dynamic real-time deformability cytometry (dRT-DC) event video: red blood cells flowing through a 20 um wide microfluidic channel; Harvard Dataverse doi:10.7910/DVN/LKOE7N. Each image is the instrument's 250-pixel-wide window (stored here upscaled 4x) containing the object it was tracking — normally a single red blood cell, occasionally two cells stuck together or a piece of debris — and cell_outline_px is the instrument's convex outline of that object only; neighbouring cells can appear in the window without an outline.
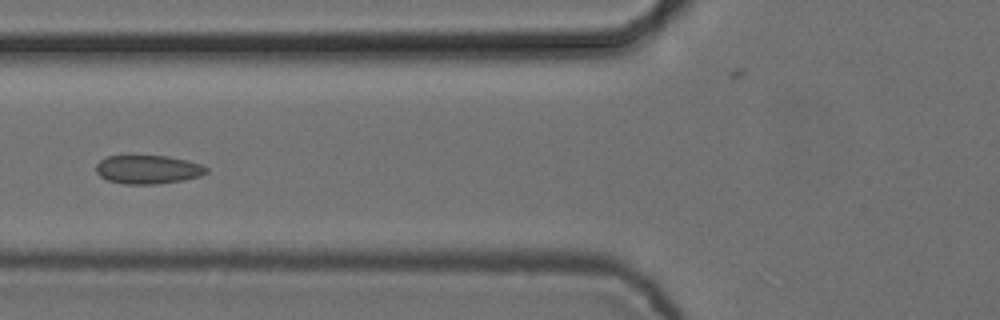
{"species": "common noctule bat (a hibernating species)", "species_latin": "Nyctalus noctula", "temperature_condition": "cold", "stored_images_in_passage": 9, "camera_frame_rate_fps": 3000, "um_per_image_px": 0.085, "animal": {"sex": "female", "body_mass_g": 24.6, "forearm_length_mm": 56.2}, "frame": {"image": 1, "passage_image": 6, "time_ms": 1.667, "image_size_px": [1000, 320], "cell_outline_px": [[208, 172], [200, 176], [184, 180], [156, 184], [124, 184], [108, 180], [100, 176], [96, 172], [96, 164], [100, 160], [108, 156], [168, 156], [188, 160], [200, 164], [208, 168]], "centroid_in_image_um": [12.59, 14.41], "position_along_channel_um": 113.2, "area_um2": 18.44}}
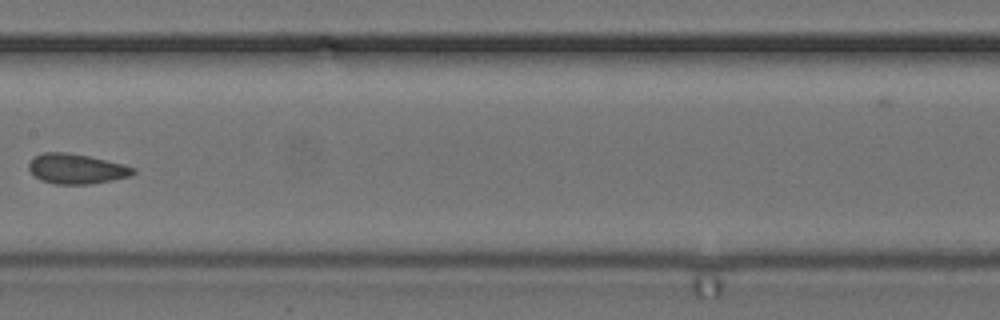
{"frame": {"image": 2, "passage_image": 8, "time_ms": 2.333, "image_size_px": [1000, 320], "cell_outline_px": [[136, 172], [132, 176], [112, 180], [88, 184], [56, 184], [40, 180], [28, 168], [28, 164], [32, 156], [44, 152], [68, 152], [88, 156], [124, 164], [136, 168]], "centroid_in_image_um": [6.5, 14.34], "position_along_channel_um": 200.9, "area_um2": 18.38}}
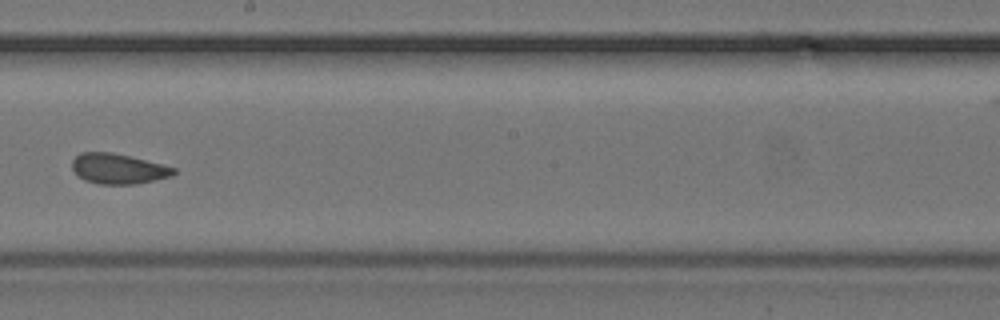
{"frame": {"image": 3, "passage_image": 9, "time_ms": 2.667, "image_size_px": [1000, 320], "cell_outline_px": [[176, 172], [172, 176], [156, 180], [136, 184], [100, 184], [84, 180], [72, 168], [72, 160], [80, 152], [112, 152], [176, 168]], "centroid_in_image_um": [10.05, 14.35], "position_along_channel_um": 238.2, "area_um2": 17.74}}